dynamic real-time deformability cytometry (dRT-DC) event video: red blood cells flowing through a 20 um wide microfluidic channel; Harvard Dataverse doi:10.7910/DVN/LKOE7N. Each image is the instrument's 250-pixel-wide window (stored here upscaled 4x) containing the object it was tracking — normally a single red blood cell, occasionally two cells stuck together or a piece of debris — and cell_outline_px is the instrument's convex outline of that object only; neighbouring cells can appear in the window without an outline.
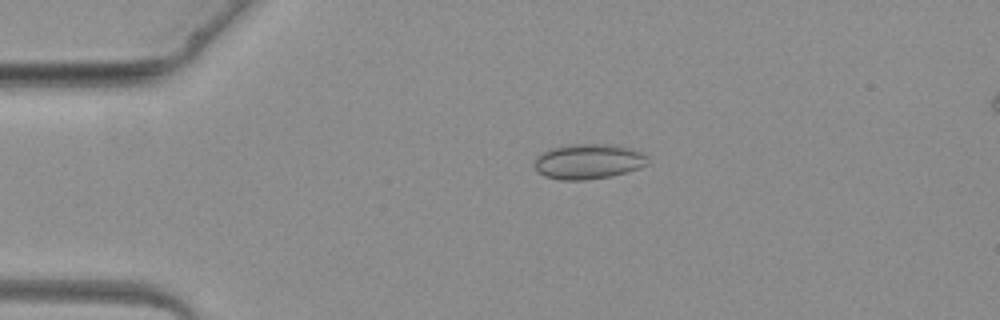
{"species": "common noctule bat (a hibernating species)", "species_latin": "Nyctalus noctula", "temperature_condition": "warm", "stored_images_in_passage": 3, "camera_frame_rate_fps": 3000, "um_per_image_px": 0.085, "animal": {"sex": "female", "body_mass_g": 19.3, "forearm_length_mm": 54.1}, "frame": {"image": 1, "passage_image": 2, "time_ms": 1.0, "image_size_px": [1000, 320], "cell_outline_px": [[648, 164], [640, 168], [612, 176], [584, 180], [560, 180], [544, 176], [536, 168], [536, 156], [552, 148], [572, 144], [616, 144], [632, 148], [648, 156]], "centroid_in_image_um": [50.07, 13.72], "position_along_channel_um": 34.9, "area_um2": 23.24}}